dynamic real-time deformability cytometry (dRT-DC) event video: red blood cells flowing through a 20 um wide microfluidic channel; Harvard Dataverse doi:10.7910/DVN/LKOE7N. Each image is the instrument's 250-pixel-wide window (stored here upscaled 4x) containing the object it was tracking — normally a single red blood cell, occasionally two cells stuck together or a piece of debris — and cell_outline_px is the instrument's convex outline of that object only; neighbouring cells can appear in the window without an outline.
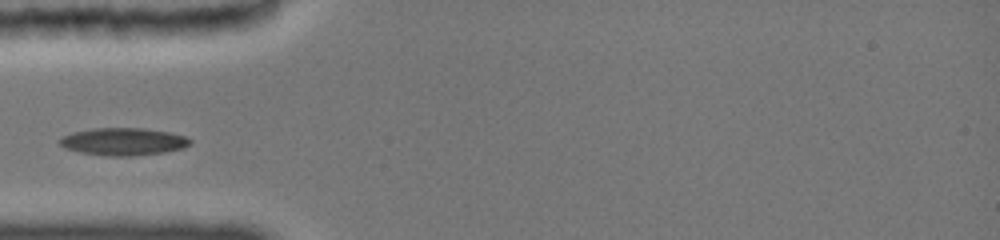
{"species": "common noctule bat (a hibernating species)", "species_latin": "Nyctalus noctula", "temperature_condition": "cold", "stored_images_in_passage": 33, "camera_frame_rate_fps": 3000, "um_per_image_px": 0.085, "animal": {"sex": "female", "body_mass_g": 19.0, "forearm_length_mm": 51.5}, "frame": {"image": 1, "passage_image": 1, "time_ms": 0.0, "image_size_px": [1000, 240], "cell_outline_px": [[192, 140], [184, 148], [164, 152], [132, 156], [108, 156], [80, 152], [64, 148], [60, 144], [60, 140], [64, 136], [76, 132], [96, 128], [144, 128], [168, 132], [184, 136]], "centroid_in_image_um": [10.5, 12.04], "position_along_channel_um": 74.5, "area_um2": 20.58}}
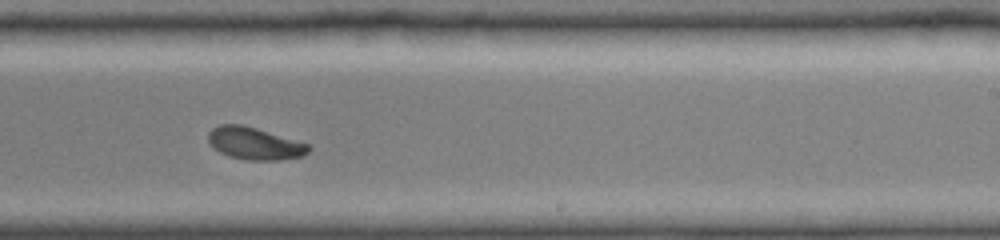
{"frame": {"image": 2, "passage_image": 19, "time_ms": 5.0, "image_size_px": [1000, 240], "cell_outline_px": [[312, 148], [304, 156], [284, 160], [244, 160], [228, 156], [220, 152], [208, 140], [208, 132], [212, 128], [220, 124], [240, 124], [256, 128], [312, 144]], "centroid_in_image_um": [21.71, 12.2], "position_along_channel_um": 267.3, "area_um2": 19.13}}
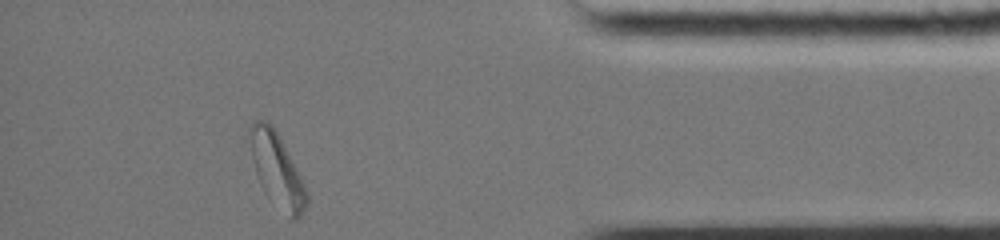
{"frame": {"image": 3, "passage_image": 33, "time_ms": 9.333, "image_size_px": [1000, 240], "cell_outline_px": [[308, 204], [300, 216], [296, 220], [292, 220], [268, 200], [256, 176], [252, 160], [248, 136], [248, 128], [252, 120], [264, 116], [272, 124], [296, 168], [304, 184], [308, 196]], "centroid_in_image_um": [23.48, 14.42], "position_along_channel_um": 411.7, "area_um2": 24.91}}